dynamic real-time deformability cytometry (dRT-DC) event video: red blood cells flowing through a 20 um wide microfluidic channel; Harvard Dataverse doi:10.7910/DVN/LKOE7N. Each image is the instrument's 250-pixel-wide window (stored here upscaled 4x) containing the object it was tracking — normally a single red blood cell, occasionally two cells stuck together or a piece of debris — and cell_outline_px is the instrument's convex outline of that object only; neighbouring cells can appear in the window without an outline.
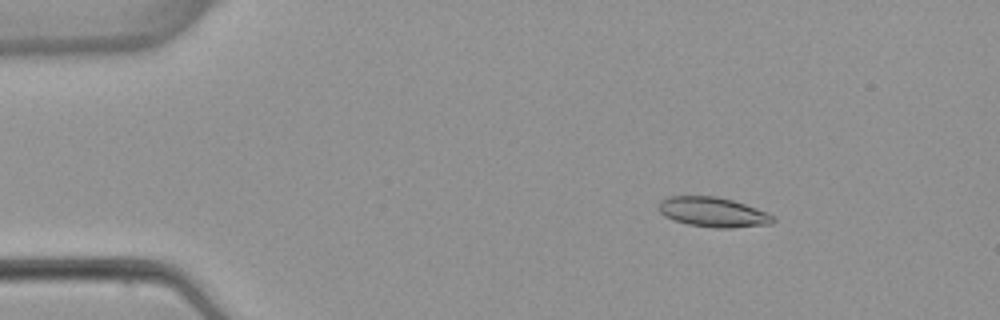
{"species": "common noctule bat (a hibernating species)", "species_latin": "Nyctalus noctula", "temperature_condition": "warm", "stored_images_in_passage": 4, "camera_frame_rate_fps": 3000, "um_per_image_px": 0.085, "animal": {"sex": "female", "body_mass_g": 22.7, "forearm_length_mm": 54.2}, "frame": {"image": 1, "passage_image": 2, "time_ms": 1.333, "image_size_px": [1000, 320], "cell_outline_px": [[776, 220], [772, 224], [732, 228], [716, 228], [688, 224], [672, 220], [664, 216], [656, 208], [660, 200], [668, 196], [716, 196], [732, 200], [768, 212], [776, 216]], "centroid_in_image_um": [60.6, 18.03], "position_along_channel_um": 24.4, "area_um2": 20.17}}